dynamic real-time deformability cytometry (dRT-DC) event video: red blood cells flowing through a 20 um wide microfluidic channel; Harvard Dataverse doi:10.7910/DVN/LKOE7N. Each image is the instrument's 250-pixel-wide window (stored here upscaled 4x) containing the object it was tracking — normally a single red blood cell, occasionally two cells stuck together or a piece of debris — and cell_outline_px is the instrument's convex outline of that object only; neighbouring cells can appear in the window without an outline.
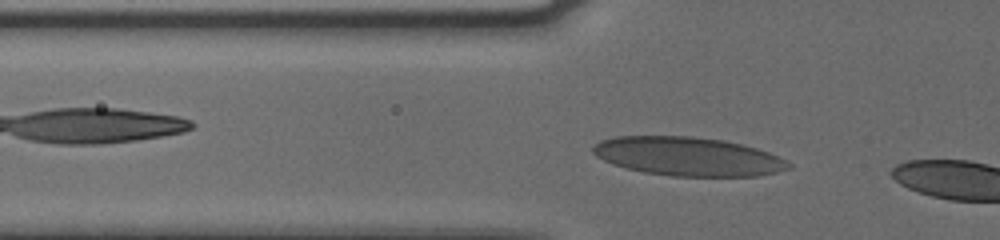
{"species": "human", "species_latin": "Homo sapiens", "temperature_condition": "cold", "stored_images_in_passage": 31, "camera_frame_rate_fps": 3000, "um_per_image_px": 0.085, "donor": {"sex": "male"}, "frame": {"image": 1, "passage_image": 2, "time_ms": 0.333, "image_size_px": [1000, 240], "cell_outline_px": [[792, 168], [776, 172], [756, 176], [672, 176], [644, 172], [612, 164], [596, 156], [592, 152], [592, 148], [600, 140], [616, 136], [692, 136], [724, 140], [756, 148], [768, 152], [792, 164]], "centroid_in_image_um": [58.46, 13.29], "position_along_channel_um": 67.3, "area_um2": 44.04}}
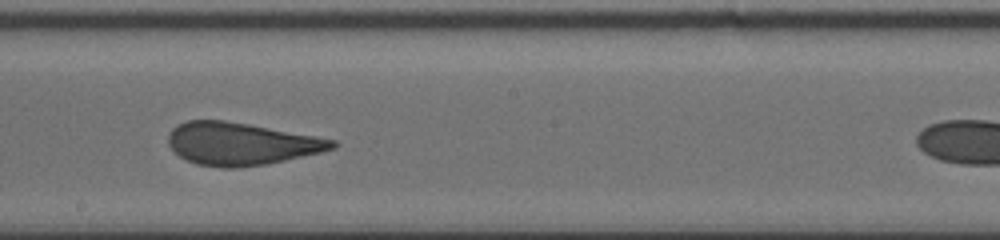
{"frame": {"image": 2, "passage_image": 15, "time_ms": 4.667, "image_size_px": [1000, 240], "cell_outline_px": [[340, 144], [336, 148], [320, 152], [284, 160], [264, 164], [232, 168], [224, 168], [196, 164], [180, 156], [168, 144], [168, 132], [172, 128], [188, 120], [224, 120], [248, 124], [316, 136], [336, 140]], "centroid_in_image_um": [20.49, 12.21], "position_along_channel_um": 227.7, "area_um2": 40.34}}
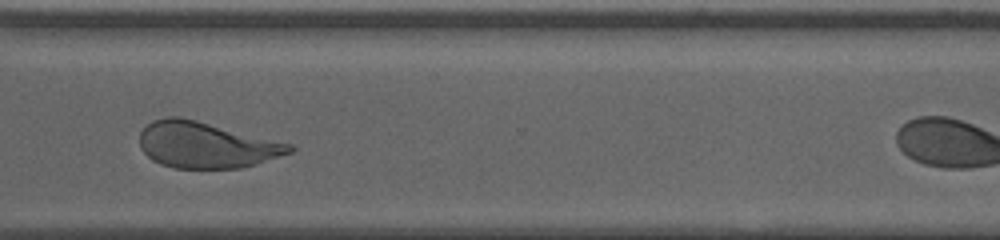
{"frame": {"image": 3, "passage_image": 25, "time_ms": 8.0, "image_size_px": [1000, 240], "cell_outline_px": [[296, 148], [292, 152], [256, 164], [240, 168], [176, 168], [160, 164], [152, 160], [140, 148], [140, 132], [152, 120], [168, 116], [180, 116], [292, 144]], "centroid_in_image_um": [17.51, 12.32], "position_along_channel_um": 353.1, "area_um2": 40.17}}